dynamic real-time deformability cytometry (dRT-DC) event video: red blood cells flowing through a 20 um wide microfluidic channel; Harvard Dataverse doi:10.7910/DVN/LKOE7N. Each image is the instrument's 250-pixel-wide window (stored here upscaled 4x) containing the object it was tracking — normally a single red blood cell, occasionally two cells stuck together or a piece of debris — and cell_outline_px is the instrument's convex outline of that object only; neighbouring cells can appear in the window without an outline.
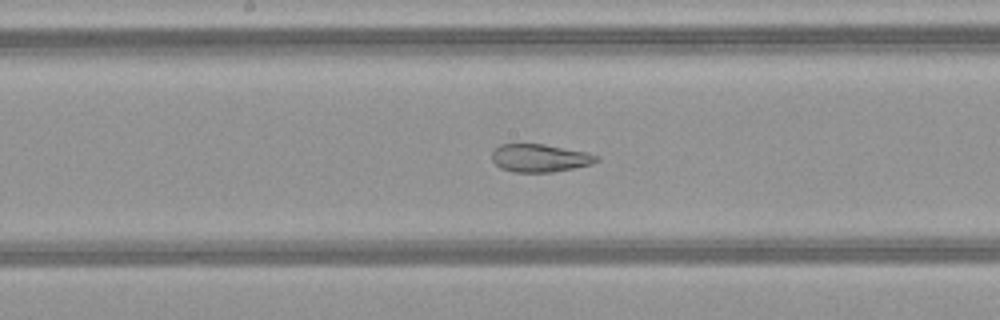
{"species": "common noctule bat (a hibernating species)", "species_latin": "Nyctalus noctula", "temperature_condition": "warm", "stored_images_in_passage": 37, "camera_frame_rate_fps": 3000, "um_per_image_px": 0.085, "animal": {"sex": "female", "body_mass_g": 21.9}, "frame": {"image": 1, "passage_image": 18, "time_ms": 5.667, "image_size_px": [1000, 320], "cell_outline_px": [[600, 160], [592, 164], [552, 172], [512, 172], [500, 168], [492, 160], [492, 152], [500, 144], [544, 144], [584, 152], [600, 156]], "centroid_in_image_um": [45.88, 13.44], "position_along_channel_um": 202.3, "area_um2": 16.94}}
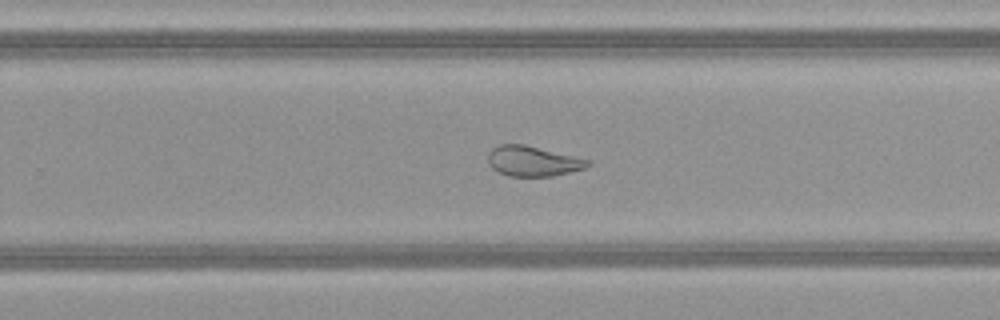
{"frame": {"image": 2, "passage_image": 24, "time_ms": 7.667, "image_size_px": [1000, 320], "cell_outline_px": [[592, 164], [584, 168], [552, 176], [508, 176], [492, 168], [488, 164], [488, 152], [492, 148], [500, 144], [524, 144], [592, 160]], "centroid_in_image_um": [45.29, 13.69], "position_along_channel_um": 284.5, "area_um2": 17.57}}
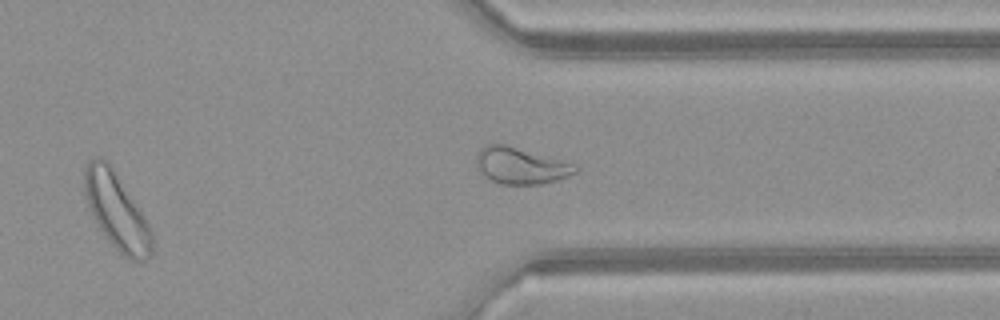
{"frame": {"image": 3, "passage_image": 30, "time_ms": 9.667, "image_size_px": [1000, 320], "cell_outline_px": [[152, 252], [148, 260], [136, 264], [124, 256], [112, 244], [100, 228], [92, 216], [84, 192], [84, 172], [92, 156], [100, 156], [112, 168], [144, 216], [152, 232]], "centroid_in_image_um": [9.92, 18.0], "position_along_channel_um": 401.5, "area_um2": 29.54}, "authors_computed_cell_mechanics": {"area_um2": 22.3686, "velocity_mm_per_s": 4.1278, "shape_relaxation_time_tau1_ms": null, "shape_relaxation_time_tau2_ms": 1.1127, "deformation_change_tau1": null, "deformation_change_tau2": 0.0889}}